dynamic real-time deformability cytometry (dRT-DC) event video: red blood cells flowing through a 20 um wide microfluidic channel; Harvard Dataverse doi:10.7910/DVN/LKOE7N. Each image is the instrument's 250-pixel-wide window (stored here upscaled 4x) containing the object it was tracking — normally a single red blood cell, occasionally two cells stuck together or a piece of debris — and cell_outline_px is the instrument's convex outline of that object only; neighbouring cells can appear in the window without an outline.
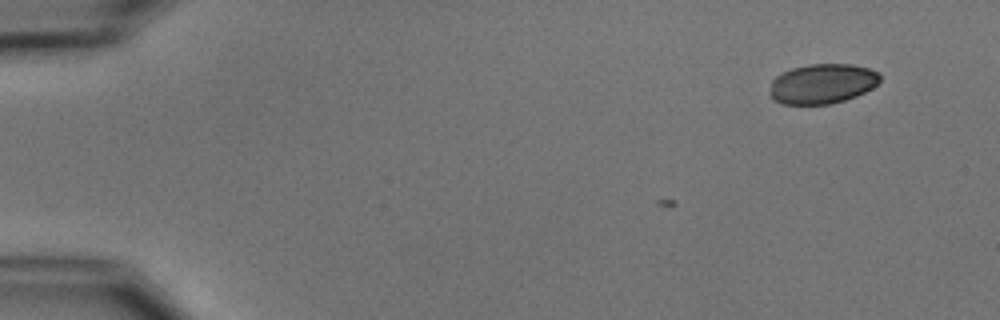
{"species": "common noctule bat (a hibernating species)", "species_latin": "Nyctalus noctula", "temperature_condition": "cold", "stored_images_in_passage": 3, "camera_frame_rate_fps": 3000, "um_per_image_px": 0.085, "animal": {"sex": "male", "body_mass_g": 15.6}, "frame": {"image": 1, "passage_image": 3, "time_ms": 2.333, "image_size_px": [1000, 320], "cell_outline_px": [[880, 80], [872, 88], [856, 96], [832, 104], [780, 104], [772, 100], [768, 92], [772, 80], [780, 72], [792, 68], [808, 64], [852, 64], [868, 68], [880, 72]], "centroid_in_image_um": [69.85, 7.12], "position_along_channel_um": 15.1, "area_um2": 25.95}}